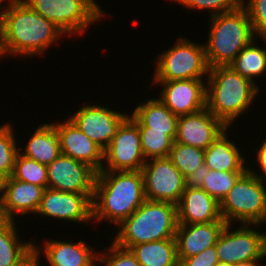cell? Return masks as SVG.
<instances>
[{"instance_id": "6da1fadb", "label": "cell", "mask_w": 266, "mask_h": 266, "mask_svg": "<svg viewBox=\"0 0 266 266\" xmlns=\"http://www.w3.org/2000/svg\"><path fill=\"white\" fill-rule=\"evenodd\" d=\"M0 7V31L4 55L44 54L65 33L20 0Z\"/></svg>"}, {"instance_id": "7a4b0ae2", "label": "cell", "mask_w": 266, "mask_h": 266, "mask_svg": "<svg viewBox=\"0 0 266 266\" xmlns=\"http://www.w3.org/2000/svg\"><path fill=\"white\" fill-rule=\"evenodd\" d=\"M145 200L141 170L97 172L92 200V220H107L118 226Z\"/></svg>"}, {"instance_id": "3957f363", "label": "cell", "mask_w": 266, "mask_h": 266, "mask_svg": "<svg viewBox=\"0 0 266 266\" xmlns=\"http://www.w3.org/2000/svg\"><path fill=\"white\" fill-rule=\"evenodd\" d=\"M206 77V109L226 127L249 109L261 90L230 65L209 68Z\"/></svg>"}, {"instance_id": "277c9868", "label": "cell", "mask_w": 266, "mask_h": 266, "mask_svg": "<svg viewBox=\"0 0 266 266\" xmlns=\"http://www.w3.org/2000/svg\"><path fill=\"white\" fill-rule=\"evenodd\" d=\"M118 226L119 230L112 242L127 249L140 243L175 238L178 227L177 205L145 200Z\"/></svg>"}, {"instance_id": "5b68a950", "label": "cell", "mask_w": 266, "mask_h": 266, "mask_svg": "<svg viewBox=\"0 0 266 266\" xmlns=\"http://www.w3.org/2000/svg\"><path fill=\"white\" fill-rule=\"evenodd\" d=\"M210 19L209 37L204 44L208 65L228 66L256 38L252 24L243 7Z\"/></svg>"}, {"instance_id": "8992f818", "label": "cell", "mask_w": 266, "mask_h": 266, "mask_svg": "<svg viewBox=\"0 0 266 266\" xmlns=\"http://www.w3.org/2000/svg\"><path fill=\"white\" fill-rule=\"evenodd\" d=\"M265 185L247 170L220 202L222 219L227 224H266Z\"/></svg>"}, {"instance_id": "52a82bcc", "label": "cell", "mask_w": 266, "mask_h": 266, "mask_svg": "<svg viewBox=\"0 0 266 266\" xmlns=\"http://www.w3.org/2000/svg\"><path fill=\"white\" fill-rule=\"evenodd\" d=\"M177 40L157 56L153 81L203 79L209 74L204 44H195L182 36Z\"/></svg>"}, {"instance_id": "ba28073f", "label": "cell", "mask_w": 266, "mask_h": 266, "mask_svg": "<svg viewBox=\"0 0 266 266\" xmlns=\"http://www.w3.org/2000/svg\"><path fill=\"white\" fill-rule=\"evenodd\" d=\"M27 7L53 22L66 35L83 34L105 16L95 0H20ZM83 32V33H82Z\"/></svg>"}, {"instance_id": "9c48e42d", "label": "cell", "mask_w": 266, "mask_h": 266, "mask_svg": "<svg viewBox=\"0 0 266 266\" xmlns=\"http://www.w3.org/2000/svg\"><path fill=\"white\" fill-rule=\"evenodd\" d=\"M231 225L226 224L215 245L220 262L236 264L261 261L266 257V233L255 230L261 224H241L234 231ZM252 226L257 227L253 229Z\"/></svg>"}, {"instance_id": "30bf717a", "label": "cell", "mask_w": 266, "mask_h": 266, "mask_svg": "<svg viewBox=\"0 0 266 266\" xmlns=\"http://www.w3.org/2000/svg\"><path fill=\"white\" fill-rule=\"evenodd\" d=\"M103 160L101 171H139L143 168L146 159L141 148L139 127L130 117L121 124L103 150Z\"/></svg>"}, {"instance_id": "8fae6325", "label": "cell", "mask_w": 266, "mask_h": 266, "mask_svg": "<svg viewBox=\"0 0 266 266\" xmlns=\"http://www.w3.org/2000/svg\"><path fill=\"white\" fill-rule=\"evenodd\" d=\"M141 172L146 200L179 203L185 177L168 157L146 160Z\"/></svg>"}, {"instance_id": "7c38bea8", "label": "cell", "mask_w": 266, "mask_h": 266, "mask_svg": "<svg viewBox=\"0 0 266 266\" xmlns=\"http://www.w3.org/2000/svg\"><path fill=\"white\" fill-rule=\"evenodd\" d=\"M46 167L48 188L86 194L93 200L97 171L91 166L61 153Z\"/></svg>"}, {"instance_id": "4fadbf2b", "label": "cell", "mask_w": 266, "mask_h": 266, "mask_svg": "<svg viewBox=\"0 0 266 266\" xmlns=\"http://www.w3.org/2000/svg\"><path fill=\"white\" fill-rule=\"evenodd\" d=\"M129 116L128 113H120L103 105L84 104L69 118L104 150Z\"/></svg>"}, {"instance_id": "5bb4252c", "label": "cell", "mask_w": 266, "mask_h": 266, "mask_svg": "<svg viewBox=\"0 0 266 266\" xmlns=\"http://www.w3.org/2000/svg\"><path fill=\"white\" fill-rule=\"evenodd\" d=\"M203 79L154 81L163 86L159 98L176 116L199 112L206 108V84Z\"/></svg>"}, {"instance_id": "9a60e30c", "label": "cell", "mask_w": 266, "mask_h": 266, "mask_svg": "<svg viewBox=\"0 0 266 266\" xmlns=\"http://www.w3.org/2000/svg\"><path fill=\"white\" fill-rule=\"evenodd\" d=\"M36 214L70 222H91L92 200L86 194L46 188Z\"/></svg>"}, {"instance_id": "2e32d148", "label": "cell", "mask_w": 266, "mask_h": 266, "mask_svg": "<svg viewBox=\"0 0 266 266\" xmlns=\"http://www.w3.org/2000/svg\"><path fill=\"white\" fill-rule=\"evenodd\" d=\"M227 127L206 108L177 121L174 142L206 150Z\"/></svg>"}, {"instance_id": "e0dca14e", "label": "cell", "mask_w": 266, "mask_h": 266, "mask_svg": "<svg viewBox=\"0 0 266 266\" xmlns=\"http://www.w3.org/2000/svg\"><path fill=\"white\" fill-rule=\"evenodd\" d=\"M60 134V152L88 164L97 172L102 170L103 149L92 141L68 118L61 123L51 122Z\"/></svg>"}, {"instance_id": "ac0fdd59", "label": "cell", "mask_w": 266, "mask_h": 266, "mask_svg": "<svg viewBox=\"0 0 266 266\" xmlns=\"http://www.w3.org/2000/svg\"><path fill=\"white\" fill-rule=\"evenodd\" d=\"M225 221L199 224H178L175 234L179 262L184 258L198 255L216 245L226 226Z\"/></svg>"}, {"instance_id": "d6986e66", "label": "cell", "mask_w": 266, "mask_h": 266, "mask_svg": "<svg viewBox=\"0 0 266 266\" xmlns=\"http://www.w3.org/2000/svg\"><path fill=\"white\" fill-rule=\"evenodd\" d=\"M40 246L34 244L36 266L40 264L41 253L51 266H96V252L82 240L70 243L49 239L43 244L44 251L40 250Z\"/></svg>"}, {"instance_id": "ffe728a7", "label": "cell", "mask_w": 266, "mask_h": 266, "mask_svg": "<svg viewBox=\"0 0 266 266\" xmlns=\"http://www.w3.org/2000/svg\"><path fill=\"white\" fill-rule=\"evenodd\" d=\"M178 224L224 221L220 203L202 188H185L177 204Z\"/></svg>"}, {"instance_id": "44dd1931", "label": "cell", "mask_w": 266, "mask_h": 266, "mask_svg": "<svg viewBox=\"0 0 266 266\" xmlns=\"http://www.w3.org/2000/svg\"><path fill=\"white\" fill-rule=\"evenodd\" d=\"M42 186L8 177L3 202L8 217L15 221V213L26 215L36 213L44 192Z\"/></svg>"}, {"instance_id": "7402d4cb", "label": "cell", "mask_w": 266, "mask_h": 266, "mask_svg": "<svg viewBox=\"0 0 266 266\" xmlns=\"http://www.w3.org/2000/svg\"><path fill=\"white\" fill-rule=\"evenodd\" d=\"M129 116L138 127L149 131L165 132L173 141L177 134L176 116L160 99H149L139 104Z\"/></svg>"}, {"instance_id": "603a6c76", "label": "cell", "mask_w": 266, "mask_h": 266, "mask_svg": "<svg viewBox=\"0 0 266 266\" xmlns=\"http://www.w3.org/2000/svg\"><path fill=\"white\" fill-rule=\"evenodd\" d=\"M227 127L213 143L204 150V163L211 170L216 171H247L246 160L233 141L228 139Z\"/></svg>"}, {"instance_id": "cb8c5ba5", "label": "cell", "mask_w": 266, "mask_h": 266, "mask_svg": "<svg viewBox=\"0 0 266 266\" xmlns=\"http://www.w3.org/2000/svg\"><path fill=\"white\" fill-rule=\"evenodd\" d=\"M19 150L20 154L35 160L38 163L48 165L60 154V134L52 123H46L38 128L30 136L26 147Z\"/></svg>"}, {"instance_id": "d4e9b609", "label": "cell", "mask_w": 266, "mask_h": 266, "mask_svg": "<svg viewBox=\"0 0 266 266\" xmlns=\"http://www.w3.org/2000/svg\"><path fill=\"white\" fill-rule=\"evenodd\" d=\"M129 249L140 266H176L179 263L175 238L140 243Z\"/></svg>"}, {"instance_id": "484cf974", "label": "cell", "mask_w": 266, "mask_h": 266, "mask_svg": "<svg viewBox=\"0 0 266 266\" xmlns=\"http://www.w3.org/2000/svg\"><path fill=\"white\" fill-rule=\"evenodd\" d=\"M11 221L0 229V266H22L33 254L34 244L22 242Z\"/></svg>"}, {"instance_id": "4316f807", "label": "cell", "mask_w": 266, "mask_h": 266, "mask_svg": "<svg viewBox=\"0 0 266 266\" xmlns=\"http://www.w3.org/2000/svg\"><path fill=\"white\" fill-rule=\"evenodd\" d=\"M255 39L244 47L230 66L253 83L255 78L266 74V49L255 44Z\"/></svg>"}, {"instance_id": "83f0119b", "label": "cell", "mask_w": 266, "mask_h": 266, "mask_svg": "<svg viewBox=\"0 0 266 266\" xmlns=\"http://www.w3.org/2000/svg\"><path fill=\"white\" fill-rule=\"evenodd\" d=\"M168 158L186 177L194 173L204 163L205 152L197 147L173 142Z\"/></svg>"}, {"instance_id": "f1b7e54d", "label": "cell", "mask_w": 266, "mask_h": 266, "mask_svg": "<svg viewBox=\"0 0 266 266\" xmlns=\"http://www.w3.org/2000/svg\"><path fill=\"white\" fill-rule=\"evenodd\" d=\"M12 177L16 180L48 188L47 167L33 159L17 153Z\"/></svg>"}, {"instance_id": "f546056e", "label": "cell", "mask_w": 266, "mask_h": 266, "mask_svg": "<svg viewBox=\"0 0 266 266\" xmlns=\"http://www.w3.org/2000/svg\"><path fill=\"white\" fill-rule=\"evenodd\" d=\"M139 132L146 160L169 156L174 141L165 132L149 131V127H139Z\"/></svg>"}, {"instance_id": "4dcf8cb0", "label": "cell", "mask_w": 266, "mask_h": 266, "mask_svg": "<svg viewBox=\"0 0 266 266\" xmlns=\"http://www.w3.org/2000/svg\"><path fill=\"white\" fill-rule=\"evenodd\" d=\"M245 172L246 171H216L210 169L201 188L220 203Z\"/></svg>"}, {"instance_id": "1f68e13d", "label": "cell", "mask_w": 266, "mask_h": 266, "mask_svg": "<svg viewBox=\"0 0 266 266\" xmlns=\"http://www.w3.org/2000/svg\"><path fill=\"white\" fill-rule=\"evenodd\" d=\"M11 125L10 123L0 125V171L8 177L13 174L15 158L19 152Z\"/></svg>"}, {"instance_id": "d6a6232c", "label": "cell", "mask_w": 266, "mask_h": 266, "mask_svg": "<svg viewBox=\"0 0 266 266\" xmlns=\"http://www.w3.org/2000/svg\"><path fill=\"white\" fill-rule=\"evenodd\" d=\"M172 1V0H170ZM179 2L183 7L188 9H208L211 14L218 15L235 11L242 7L243 0H173Z\"/></svg>"}, {"instance_id": "836d02e7", "label": "cell", "mask_w": 266, "mask_h": 266, "mask_svg": "<svg viewBox=\"0 0 266 266\" xmlns=\"http://www.w3.org/2000/svg\"><path fill=\"white\" fill-rule=\"evenodd\" d=\"M106 253H100L96 255L97 264H105V266H140V263L136 259L135 255L130 249L123 248L117 245L115 242L109 245ZM98 266V265H97Z\"/></svg>"}, {"instance_id": "e575fe53", "label": "cell", "mask_w": 266, "mask_h": 266, "mask_svg": "<svg viewBox=\"0 0 266 266\" xmlns=\"http://www.w3.org/2000/svg\"><path fill=\"white\" fill-rule=\"evenodd\" d=\"M242 3L256 37L258 35V38H266V0H243Z\"/></svg>"}, {"instance_id": "d590c367", "label": "cell", "mask_w": 266, "mask_h": 266, "mask_svg": "<svg viewBox=\"0 0 266 266\" xmlns=\"http://www.w3.org/2000/svg\"><path fill=\"white\" fill-rule=\"evenodd\" d=\"M218 262L215 245L203 250L198 255L180 261L183 266H215Z\"/></svg>"}, {"instance_id": "8d00e7d4", "label": "cell", "mask_w": 266, "mask_h": 266, "mask_svg": "<svg viewBox=\"0 0 266 266\" xmlns=\"http://www.w3.org/2000/svg\"><path fill=\"white\" fill-rule=\"evenodd\" d=\"M208 166L203 163L194 173L185 177V185L188 188H201L205 177L209 172Z\"/></svg>"}, {"instance_id": "74e56055", "label": "cell", "mask_w": 266, "mask_h": 266, "mask_svg": "<svg viewBox=\"0 0 266 266\" xmlns=\"http://www.w3.org/2000/svg\"><path fill=\"white\" fill-rule=\"evenodd\" d=\"M259 149L256 151L257 155H256V160L258 161V165L260 167L261 172H263L262 174L259 173H255L254 170H251V167L249 166L248 170L255 175L256 177H258L259 179H261L262 181L266 182V140H264L263 144L258 147ZM265 176V178H264Z\"/></svg>"}, {"instance_id": "f35d334b", "label": "cell", "mask_w": 266, "mask_h": 266, "mask_svg": "<svg viewBox=\"0 0 266 266\" xmlns=\"http://www.w3.org/2000/svg\"><path fill=\"white\" fill-rule=\"evenodd\" d=\"M11 221L6 214L3 198L0 197V229L8 225Z\"/></svg>"}, {"instance_id": "ab89813d", "label": "cell", "mask_w": 266, "mask_h": 266, "mask_svg": "<svg viewBox=\"0 0 266 266\" xmlns=\"http://www.w3.org/2000/svg\"><path fill=\"white\" fill-rule=\"evenodd\" d=\"M7 180H8V176L4 172L0 171V194H1L0 197L1 198H3L4 192H5Z\"/></svg>"}, {"instance_id": "60d3db41", "label": "cell", "mask_w": 266, "mask_h": 266, "mask_svg": "<svg viewBox=\"0 0 266 266\" xmlns=\"http://www.w3.org/2000/svg\"><path fill=\"white\" fill-rule=\"evenodd\" d=\"M260 262L261 261H247V262H240V263L232 264V266H261Z\"/></svg>"}, {"instance_id": "b9f144b4", "label": "cell", "mask_w": 266, "mask_h": 266, "mask_svg": "<svg viewBox=\"0 0 266 266\" xmlns=\"http://www.w3.org/2000/svg\"><path fill=\"white\" fill-rule=\"evenodd\" d=\"M22 266H36V259L34 254Z\"/></svg>"}, {"instance_id": "7bdbcfd3", "label": "cell", "mask_w": 266, "mask_h": 266, "mask_svg": "<svg viewBox=\"0 0 266 266\" xmlns=\"http://www.w3.org/2000/svg\"><path fill=\"white\" fill-rule=\"evenodd\" d=\"M5 56L2 48V39H1V31H0V57Z\"/></svg>"}, {"instance_id": "ee69618b", "label": "cell", "mask_w": 266, "mask_h": 266, "mask_svg": "<svg viewBox=\"0 0 266 266\" xmlns=\"http://www.w3.org/2000/svg\"><path fill=\"white\" fill-rule=\"evenodd\" d=\"M215 266H232V264L219 261Z\"/></svg>"}, {"instance_id": "f6af8a7d", "label": "cell", "mask_w": 266, "mask_h": 266, "mask_svg": "<svg viewBox=\"0 0 266 266\" xmlns=\"http://www.w3.org/2000/svg\"><path fill=\"white\" fill-rule=\"evenodd\" d=\"M5 1H6V0H0V6H1V4H3V2L6 3ZM10 1H11V0H8L7 3H9Z\"/></svg>"}, {"instance_id": "bcb514c9", "label": "cell", "mask_w": 266, "mask_h": 266, "mask_svg": "<svg viewBox=\"0 0 266 266\" xmlns=\"http://www.w3.org/2000/svg\"><path fill=\"white\" fill-rule=\"evenodd\" d=\"M176 266H183L180 262Z\"/></svg>"}]
</instances>
